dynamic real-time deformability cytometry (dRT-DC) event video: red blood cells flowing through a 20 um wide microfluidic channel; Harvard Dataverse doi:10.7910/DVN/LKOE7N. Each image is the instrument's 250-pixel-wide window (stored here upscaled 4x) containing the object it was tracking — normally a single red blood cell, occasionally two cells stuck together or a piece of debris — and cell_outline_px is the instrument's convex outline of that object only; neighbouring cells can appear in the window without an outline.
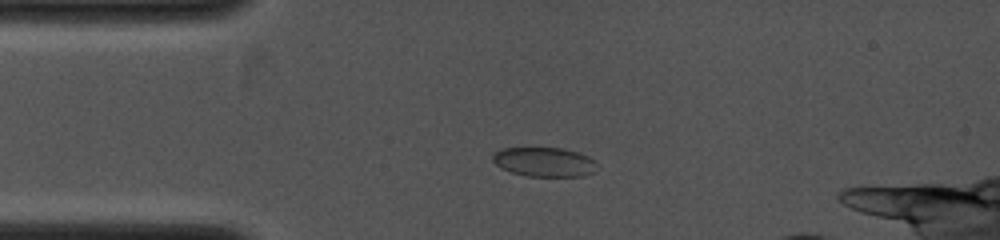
{"species": "common noctule bat (a hibernating species)", "species_latin": "Nyctalus noctula", "temperature_condition": "cold", "stored_images_in_passage": 14, "camera_frame_rate_fps": 4000, "um_per_image_px": 0.085, "animal": {"sex": "female", "body_mass_g": 19.0, "forearm_length_mm": 53.3}, "frame": {"image": 1, "passage_image": 11, "time_ms": 2.25, "image_size_px": [1000, 240], "cell_outline_px": [[600, 168], [596, 172], [584, 176], [528, 176], [512, 172], [496, 164], [492, 160], [492, 156], [496, 152], [504, 148], [564, 148], [580, 152], [596, 160]], "centroid_in_image_um": [46.38, 13.77], "position_along_channel_um": 38.6, "area_um2": 18.03}}